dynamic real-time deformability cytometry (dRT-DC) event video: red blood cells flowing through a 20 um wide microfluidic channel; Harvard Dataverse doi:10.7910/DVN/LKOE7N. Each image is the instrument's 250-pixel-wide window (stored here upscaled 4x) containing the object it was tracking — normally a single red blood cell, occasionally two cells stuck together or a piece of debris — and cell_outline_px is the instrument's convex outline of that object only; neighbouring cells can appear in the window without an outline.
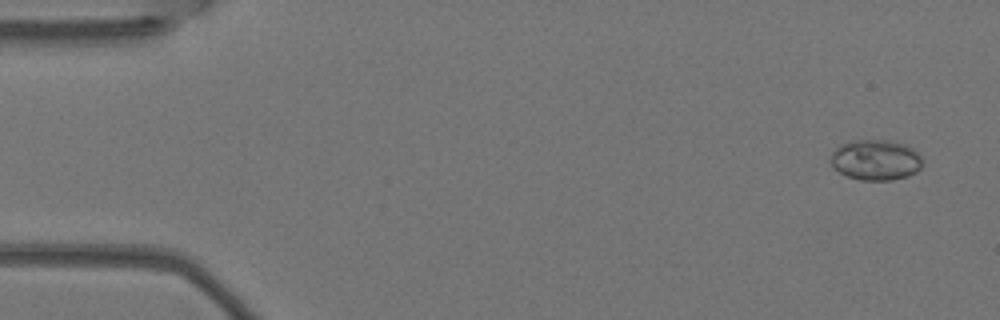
{"species": "Egyptian fruit bat (a non-hibernating species)", "species_latin": "Rousettus aegyptiacus", "temperature_condition": "warm", "stored_images_in_passage": 9, "camera_frame_rate_fps": 3000, "um_per_image_px": 0.085, "animal": {"sex": "female"}, "frame": {"image": 1, "passage_image": 1, "time_ms": 0.0, "image_size_px": [1000, 320], "cell_outline_px": [[920, 168], [916, 172], [908, 176], [892, 180], [860, 180], [848, 176], [840, 172], [828, 160], [832, 152], [840, 144], [848, 140], [892, 140], [904, 144], [912, 148], [920, 156]], "centroid_in_image_um": [74.4, 13.58], "position_along_channel_um": 10.6, "area_um2": 21.73}}
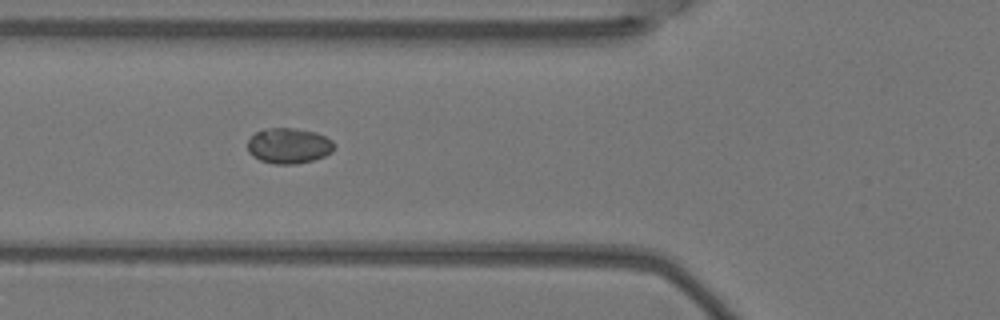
{"frame": {"image": 2, "passage_image": 6, "time_ms": 1.667, "image_size_px": [1000, 320], "cell_outline_px": [[336, 148], [332, 152], [324, 156], [312, 160], [296, 164], [276, 164], [260, 160], [252, 156], [248, 152], [248, 140], [256, 132], [264, 128], [296, 128], [316, 132], [332, 140], [336, 144]], "centroid_in_image_um": [24.56, 12.38], "position_along_channel_um": 101.2, "area_um2": 18.09}}
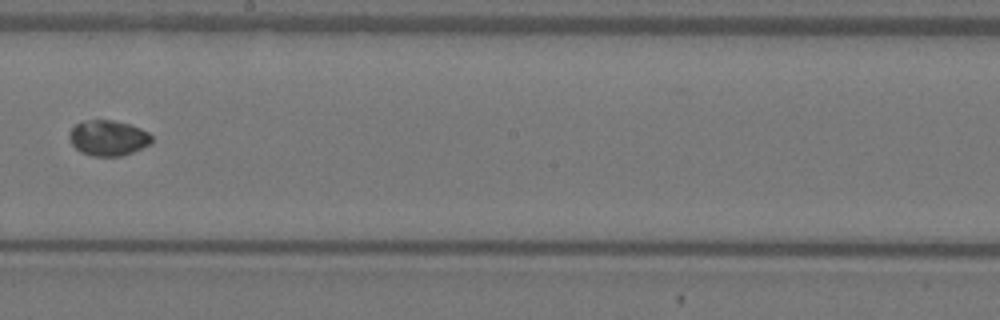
{"frame": {"image": 3, "passage_image": 9, "time_ms": 2.667, "image_size_px": [1000, 320], "cell_outline_px": [[152, 140], [148, 144], [132, 152], [120, 156], [92, 156], [80, 152], [72, 144], [68, 136], [68, 132], [76, 124], [88, 120], [112, 120], [128, 124], [140, 128], [148, 132], [152, 136]], "centroid_in_image_um": [9.16, 11.72], "position_along_channel_um": 239.0, "area_um2": 16.88}}